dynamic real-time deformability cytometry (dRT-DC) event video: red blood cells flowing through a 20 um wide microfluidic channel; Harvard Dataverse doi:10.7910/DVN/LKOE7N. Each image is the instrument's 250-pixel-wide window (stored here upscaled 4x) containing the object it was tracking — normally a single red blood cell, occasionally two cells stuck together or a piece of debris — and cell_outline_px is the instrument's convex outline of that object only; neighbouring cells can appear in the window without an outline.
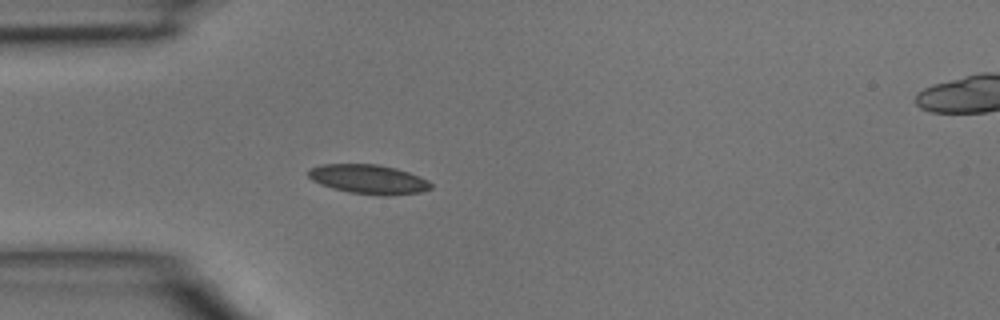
{"species": "common noctule bat (a hibernating species)", "species_latin": "Nyctalus noctula", "temperature_condition": "room temperature", "stored_images_in_passage": 3, "segment_of_instrument_passage": [1, 2], "camera_frame_rate_fps": 3000, "um_per_image_px": 0.085, "animal": {"sex": "male", "body_mass_g": 15.6}, "frame": {"image": 1, "passage_image": 2, "time_ms": 0.333, "image_size_px": [1000, 320], "cell_outline_px": [[432, 188], [420, 192], [388, 196], [380, 196], [348, 192], [332, 188], [320, 184], [312, 180], [308, 176], [308, 168], [320, 164], [376, 164], [396, 168], [420, 176], [428, 180], [432, 184]], "centroid_in_image_um": [31.32, 15.24], "position_along_channel_um": 53.7, "area_um2": 21.15}}